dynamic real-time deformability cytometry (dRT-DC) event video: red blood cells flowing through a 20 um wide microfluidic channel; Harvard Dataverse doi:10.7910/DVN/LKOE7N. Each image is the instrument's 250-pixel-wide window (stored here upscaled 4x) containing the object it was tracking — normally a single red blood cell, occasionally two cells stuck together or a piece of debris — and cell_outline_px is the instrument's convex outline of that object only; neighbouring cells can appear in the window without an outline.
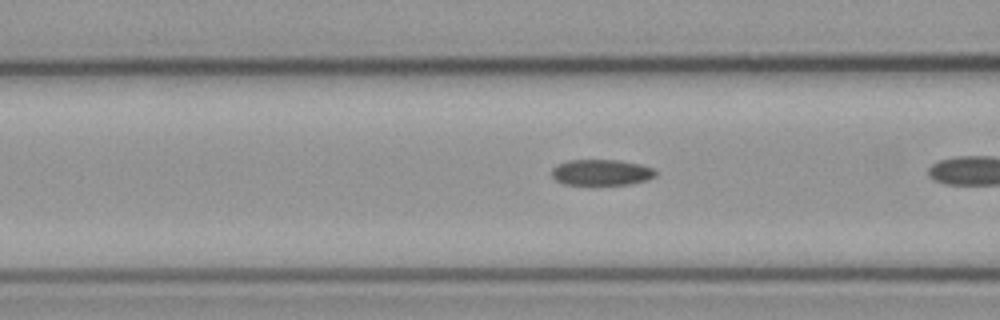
{"species": "common noctule bat (a hibernating species)", "species_latin": "Nyctalus noctula", "temperature_condition": "cold", "stored_images_in_passage": 8, "camera_frame_rate_fps": 3000, "um_per_image_px": 0.085, "animal": {"sex": "male", "body_mass_g": 23.1, "forearm_length_mm": 52.7}, "frame": {"image": 1, "passage_image": 6, "time_ms": 1.667, "image_size_px": [1000, 320], "cell_outline_px": [[656, 176], [648, 180], [632, 184], [564, 184], [556, 180], [552, 176], [552, 168], [556, 164], [568, 160], [620, 160], [640, 164], [652, 168], [656, 172]], "centroid_in_image_um": [51.12, 14.65], "position_along_channel_um": 115.5, "area_um2": 15.72}}